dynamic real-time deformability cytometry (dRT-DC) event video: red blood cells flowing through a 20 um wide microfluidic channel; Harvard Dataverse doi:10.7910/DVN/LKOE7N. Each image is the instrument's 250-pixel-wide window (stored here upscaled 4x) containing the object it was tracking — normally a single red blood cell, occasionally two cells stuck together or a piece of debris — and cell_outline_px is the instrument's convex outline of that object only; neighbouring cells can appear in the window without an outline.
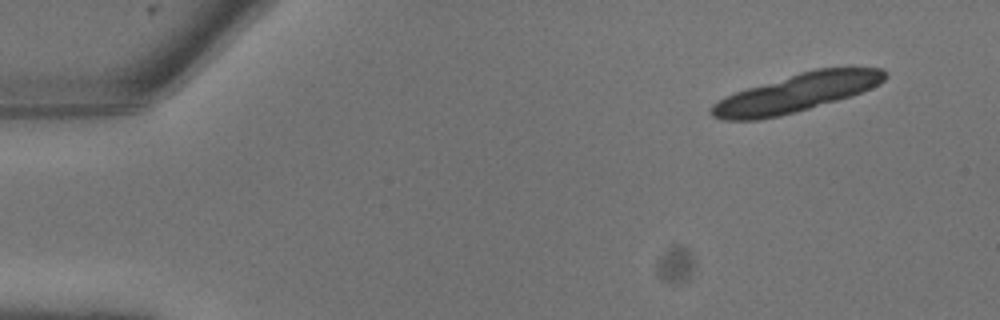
{"species": "common noctule bat (a hibernating species)", "species_latin": "Nyctalus noctula", "temperature_condition": "warm", "stored_images_in_passage": 8, "camera_frame_rate_fps": 3000, "um_per_image_px": 0.085, "animal": {"sex": "male", "body_mass_g": 13.3}, "frame": {"image": 1, "passage_image": 1, "time_ms": 0.0, "image_size_px": [1000, 320], "cell_outline_px": [[888, 76], [880, 84], [852, 96], [796, 112], [780, 116], [756, 120], [720, 120], [712, 116], [708, 112], [712, 104], [724, 96], [748, 88], [800, 72], [816, 68], [884, 68], [888, 72]], "centroid_in_image_um": [67.69, 7.91], "position_along_channel_um": 17.3, "area_um2": 38.55}}